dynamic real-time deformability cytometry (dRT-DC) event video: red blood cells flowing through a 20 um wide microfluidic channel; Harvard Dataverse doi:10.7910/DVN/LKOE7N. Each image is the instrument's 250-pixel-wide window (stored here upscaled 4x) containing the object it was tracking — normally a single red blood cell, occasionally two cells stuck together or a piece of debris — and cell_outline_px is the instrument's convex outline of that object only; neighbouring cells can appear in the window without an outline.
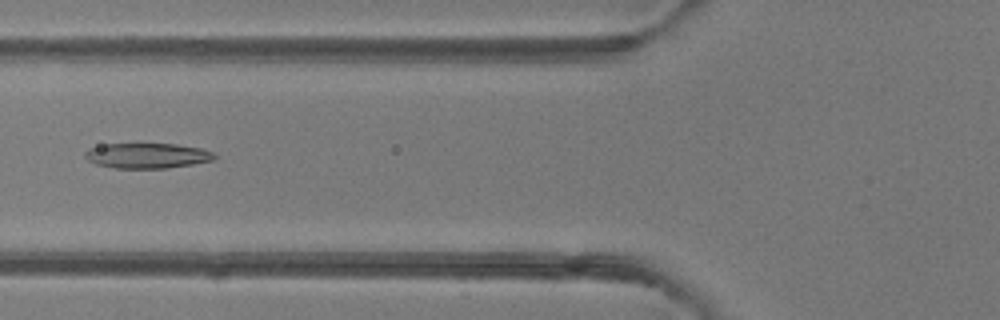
{"species": "common noctule bat (a hibernating species)", "species_latin": "Nyctalus noctula", "temperature_condition": "room temperature", "stored_images_in_passage": 7, "camera_frame_rate_fps": 3000, "um_per_image_px": 0.085, "animal": {"sex": "female"}, "frame": {"image": 1, "passage_image": 6, "time_ms": 6.0, "image_size_px": [1000, 320], "cell_outline_px": [[216, 160], [168, 168], [116, 168], [96, 164], [88, 160], [84, 156], [84, 152], [88, 148], [104, 144], [176, 144], [200, 148], [212, 152], [216, 156]], "centroid_in_image_um": [12.5, 13.23], "position_along_channel_um": 113.3, "area_um2": 19.02}}
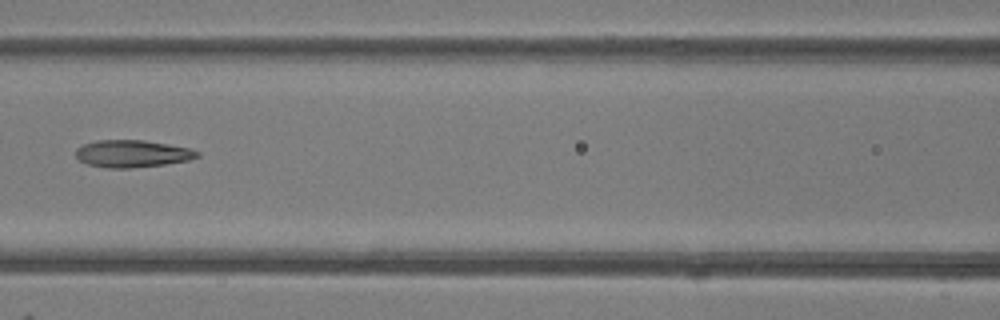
{"frame": {"image": 2, "passage_image": 7, "time_ms": 7.0, "image_size_px": [1000, 320], "cell_outline_px": [[200, 156], [188, 160], [164, 164], [128, 168], [108, 168], [88, 164], [80, 160], [76, 156], [76, 148], [84, 144], [96, 140], [144, 140], [168, 144], [188, 148], [200, 152]], "centroid_in_image_um": [11.23, 13.05], "position_along_channel_um": 155.4, "area_um2": 19.13}}